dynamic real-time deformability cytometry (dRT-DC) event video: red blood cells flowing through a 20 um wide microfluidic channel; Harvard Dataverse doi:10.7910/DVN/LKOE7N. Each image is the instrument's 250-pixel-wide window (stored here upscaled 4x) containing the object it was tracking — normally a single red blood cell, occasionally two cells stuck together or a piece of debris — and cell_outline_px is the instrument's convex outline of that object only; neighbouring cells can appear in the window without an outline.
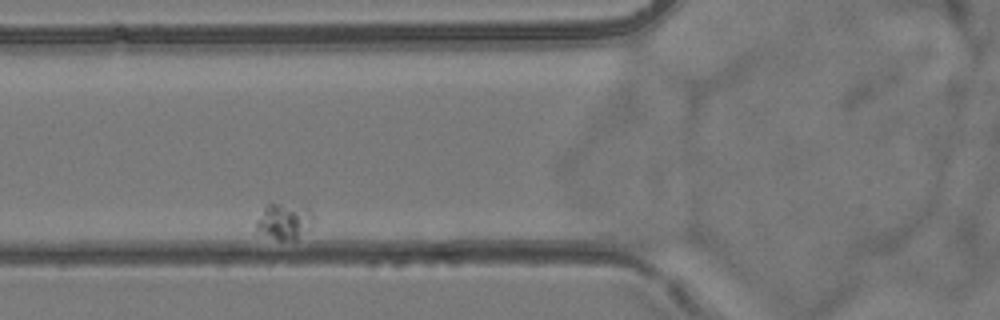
{"species": "common noctule bat (a hibernating species)", "species_latin": "Nyctalus noctula", "temperature_condition": "room temperature", "stored_images_in_passage": 4, "camera_frame_rate_fps": 3000, "um_per_image_px": 0.085, "animal": {"sex": "female", "body_mass_g": 24.6, "forearm_length_mm": 56.2}, "frame": {"image": 1, "passage_image": 2, "time_ms": 1.0, "image_size_px": [1000, 320], "cell_outline_px": [[312, 220], [296, 240], [280, 240], [268, 236], [256, 228], [256, 220], [264, 208], [268, 204], [304, 200], [312, 212]], "centroid_in_image_um": [24.2, 18.69], "position_along_channel_um": 101.6, "area_um2": 12.31}}
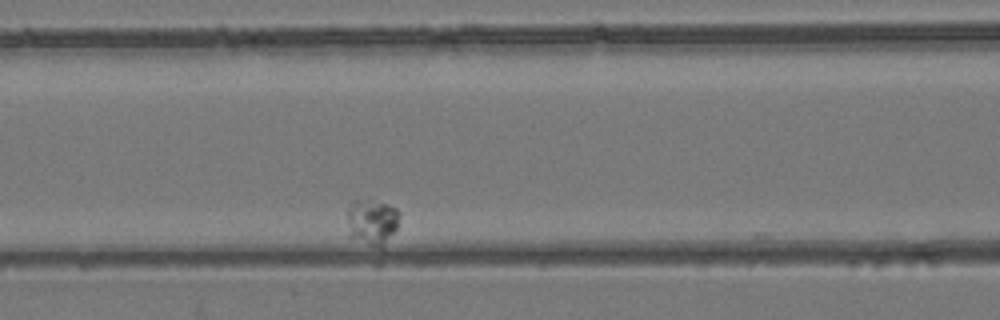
{"frame": {"image": 2, "passage_image": 3, "time_ms": 2.333, "image_size_px": [1000, 320], "cell_outline_px": [[400, 212], [396, 228], [380, 248], [348, 236], [348, 204], [352, 200], [368, 200], [388, 204], [396, 208]], "centroid_in_image_um": [31.59, 18.82], "position_along_channel_um": 135.0, "area_um2": 13.7}}